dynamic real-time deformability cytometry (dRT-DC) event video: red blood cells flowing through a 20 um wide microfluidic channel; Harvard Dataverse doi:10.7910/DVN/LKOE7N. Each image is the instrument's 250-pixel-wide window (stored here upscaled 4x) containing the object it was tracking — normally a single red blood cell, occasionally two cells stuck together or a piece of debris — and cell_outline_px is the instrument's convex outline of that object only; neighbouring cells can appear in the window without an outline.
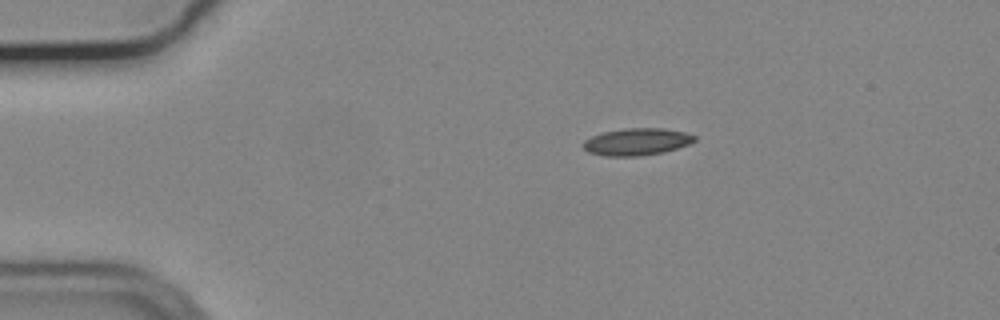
{"species": "common noctule bat (a hibernating species)", "species_latin": "Nyctalus noctula", "temperature_condition": "cold", "stored_images_in_passage": 46, "camera_frame_rate_fps": 3000, "um_per_image_px": 0.085, "animal": {"sex": "male", "body_mass_g": 19.2, "forearm_length_mm": 51.8}, "frame": {"image": 1, "passage_image": 1, "time_ms": 0.0, "image_size_px": [1000, 320], "cell_outline_px": [[696, 140], [688, 144], [664, 152], [640, 156], [604, 156], [588, 152], [584, 148], [584, 140], [592, 136], [604, 132], [624, 128], [660, 128], [684, 132], [696, 136]], "centroid_in_image_um": [54.12, 12.05], "position_along_channel_um": 30.9, "area_um2": 17.46}}
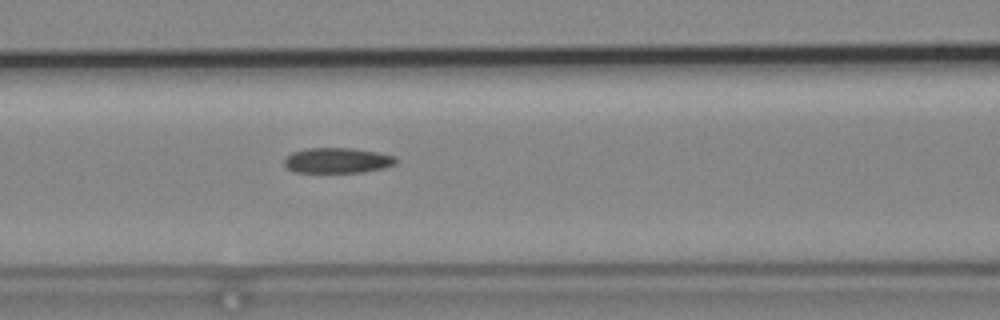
{"frame": {"image": 2, "passage_image": 14, "time_ms": 4.333, "image_size_px": [1000, 320], "cell_outline_px": [[396, 164], [384, 168], [364, 172], [296, 172], [288, 168], [284, 164], [284, 160], [292, 152], [308, 148], [352, 148], [376, 152], [396, 156]], "centroid_in_image_um": [28.7, 13.64], "position_along_channel_um": 137.9, "area_um2": 16.42}}
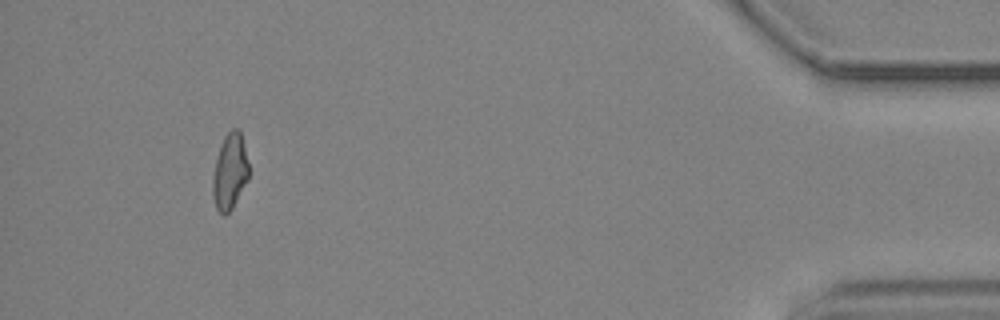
{"frame": {"image": 3, "passage_image": 42, "time_ms": 13.667, "image_size_px": [1000, 320], "cell_outline_px": [[248, 180], [232, 208], [224, 216], [216, 208], [212, 196], [212, 176], [220, 144], [224, 136], [232, 128], [236, 128], [240, 132], [244, 144], [248, 164]], "centroid_in_image_um": [19.52, 14.59], "position_along_channel_um": 415.7, "area_um2": 15.95}, "authors_computed_cell_mechanics": {"area_um2": 16.5308, "velocity_mm_per_s": 3.7083, "shape_relaxation_time_tau1_ms": null, "shape_relaxation_time_tau2_ms": 9.5265, "deformation_change_tau1": null, "deformation_change_tau2": 0.1985}}